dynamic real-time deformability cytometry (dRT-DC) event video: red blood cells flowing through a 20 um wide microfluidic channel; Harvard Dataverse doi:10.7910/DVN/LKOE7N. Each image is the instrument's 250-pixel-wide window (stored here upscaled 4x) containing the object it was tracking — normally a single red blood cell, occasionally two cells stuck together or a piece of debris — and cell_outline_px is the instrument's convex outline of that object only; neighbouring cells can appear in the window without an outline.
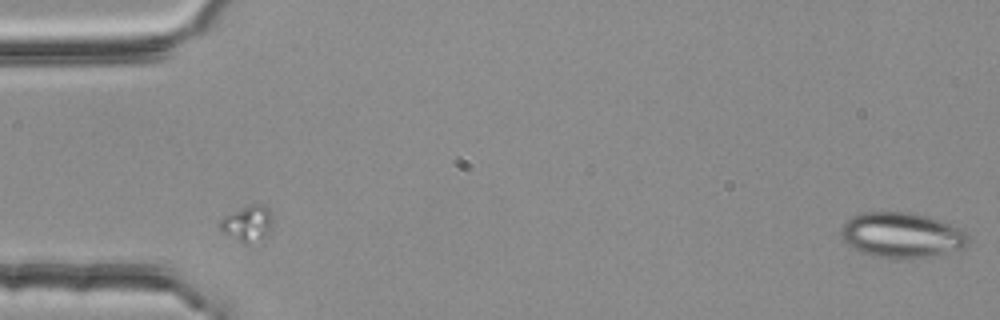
{"species": "common noctule bat (a hibernating species)", "species_latin": "Nyctalus noctula", "temperature_condition": "room temperature", "stored_images_in_passage": 5, "camera_frame_rate_fps": 3000, "um_per_image_px": 0.085, "animal": {"sex": "female", "body_mass_g": 25.1}, "frame": {"image": 1, "passage_image": 1, "time_ms": 0.0, "image_size_px": [1000, 320], "cell_outline_px": [[968, 244], [964, 248], [928, 256], [872, 256], [860, 252], [852, 248], [840, 240], [840, 228], [852, 216], [860, 212], [912, 212], [928, 216], [964, 228], [968, 232]], "centroid_in_image_um": [76.63, 19.94], "position_along_channel_um": 8.4, "area_um2": 33.47}}
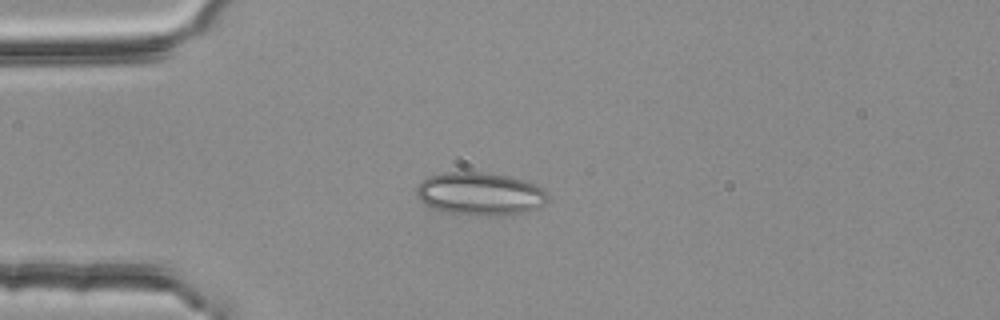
{"frame": {"image": 2, "passage_image": 4, "time_ms": 1.0, "image_size_px": [1000, 320], "cell_outline_px": [[548, 200], [544, 204], [528, 212], [448, 212], [432, 208], [424, 204], [416, 196], [416, 188], [428, 176], [444, 172], [480, 172], [508, 176], [524, 180], [548, 192]], "centroid_in_image_um": [40.77, 16.41], "position_along_channel_um": 44.2, "area_um2": 31.5}}
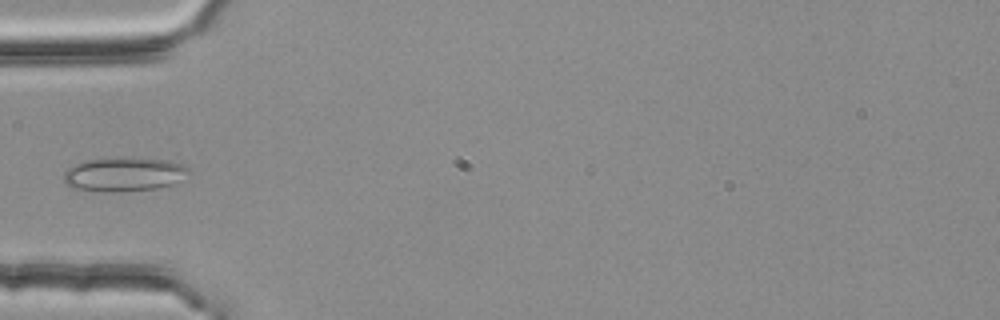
{"frame": {"image": 3, "passage_image": 5, "time_ms": 1.333, "image_size_px": [1000, 320], "cell_outline_px": [[192, 172], [172, 184], [156, 188], [120, 192], [100, 192], [68, 188], [64, 180], [64, 172], [68, 168], [84, 160], [116, 156], [168, 160], [184, 164]], "centroid_in_image_um": [10.51, 14.81], "position_along_channel_um": 74.5, "area_um2": 25.43}}